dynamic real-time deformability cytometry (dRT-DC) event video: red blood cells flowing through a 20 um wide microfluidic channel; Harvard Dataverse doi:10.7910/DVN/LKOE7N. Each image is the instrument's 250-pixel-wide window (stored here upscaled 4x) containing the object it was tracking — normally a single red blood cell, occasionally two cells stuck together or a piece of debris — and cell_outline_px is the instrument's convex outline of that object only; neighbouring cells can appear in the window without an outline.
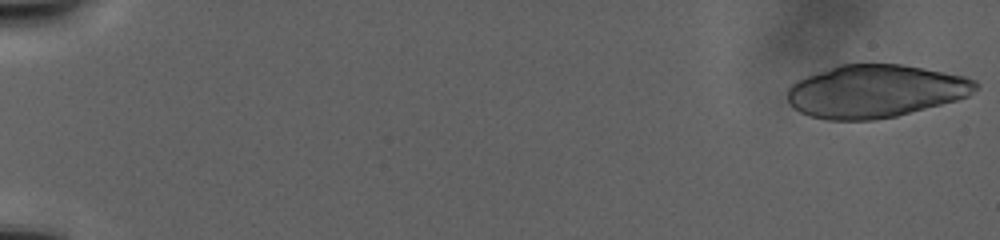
{"species": "human", "species_latin": "Homo sapiens", "temperature_condition": "warm", "stored_images_in_passage": 49, "camera_frame_rate_fps": 3000, "um_per_image_px": 0.085, "donor": {"sex": "male"}, "frame": {"image": 1, "passage_image": 1, "time_ms": 0.0, "image_size_px": [1000, 240], "cell_outline_px": [[980, 84], [968, 96], [956, 100], [896, 116], [876, 120], [828, 120], [808, 116], [792, 108], [788, 104], [788, 88], [792, 84], [808, 76], [840, 64], [900, 64], [924, 68], [964, 76], [976, 80]], "centroid_in_image_um": [74.4, 7.76], "position_along_channel_um": 10.6, "area_um2": 57.8}}
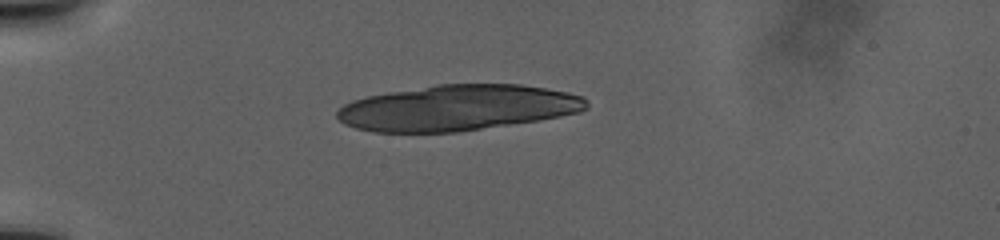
{"frame": {"image": 2, "passage_image": 29, "time_ms": 10.333, "image_size_px": [1000, 240], "cell_outline_px": [[588, 108], [580, 112], [540, 120], [456, 132], [372, 132], [356, 128], [344, 124], [336, 116], [336, 112], [344, 104], [352, 100], [368, 96], [388, 92], [436, 84], [520, 84], [568, 92], [584, 96], [588, 100]], "centroid_in_image_um": [38.91, 9.16], "position_along_channel_um": 46.1, "area_um2": 66.59}}
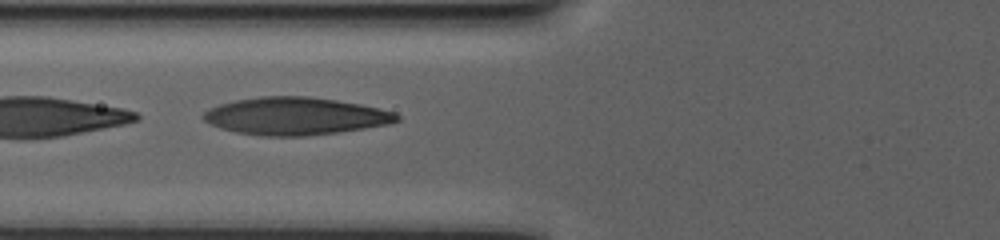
{"frame": {"image": 3, "passage_image": 44, "time_ms": 16.0, "image_size_px": [1000, 240], "cell_outline_px": [[400, 120], [388, 124], [364, 128], [336, 132], [304, 136], [260, 136], [236, 132], [220, 128], [204, 120], [200, 116], [208, 108], [220, 104], [236, 100], [260, 96], [308, 96], [336, 100], [360, 104], [380, 108], [396, 112], [400, 116]], "centroid_in_image_um": [25.09, 9.86], "position_along_channel_um": 100.7, "area_um2": 42.37}}